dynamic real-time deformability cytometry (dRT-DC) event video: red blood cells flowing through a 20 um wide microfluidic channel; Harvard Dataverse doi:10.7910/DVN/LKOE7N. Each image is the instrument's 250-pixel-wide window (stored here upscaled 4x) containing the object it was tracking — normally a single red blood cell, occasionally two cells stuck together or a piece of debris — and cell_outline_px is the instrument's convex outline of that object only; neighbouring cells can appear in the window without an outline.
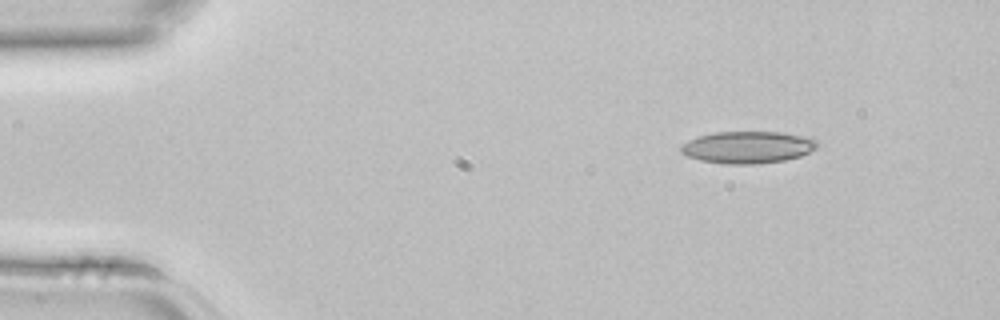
{"species": "common noctule bat (a hibernating species)", "species_latin": "Nyctalus noctula", "temperature_condition": "room temperature", "stored_images_in_passage": 2, "camera_frame_rate_fps": 3000, "um_per_image_px": 0.085, "animal": {"sex": "female", "body_mass_g": 22.7, "forearm_length_mm": 54.2}, "frame": {"image": 1, "passage_image": 1, "time_ms": 0.0, "image_size_px": [1000, 320], "cell_outline_px": [[820, 144], [816, 148], [800, 156], [784, 160], [756, 164], [728, 164], [700, 160], [688, 156], [680, 152], [680, 144], [688, 140], [700, 136], [716, 132], [780, 132], [812, 136]], "centroid_in_image_um": [63.59, 12.51], "position_along_channel_um": 21.4, "area_um2": 25.61}}